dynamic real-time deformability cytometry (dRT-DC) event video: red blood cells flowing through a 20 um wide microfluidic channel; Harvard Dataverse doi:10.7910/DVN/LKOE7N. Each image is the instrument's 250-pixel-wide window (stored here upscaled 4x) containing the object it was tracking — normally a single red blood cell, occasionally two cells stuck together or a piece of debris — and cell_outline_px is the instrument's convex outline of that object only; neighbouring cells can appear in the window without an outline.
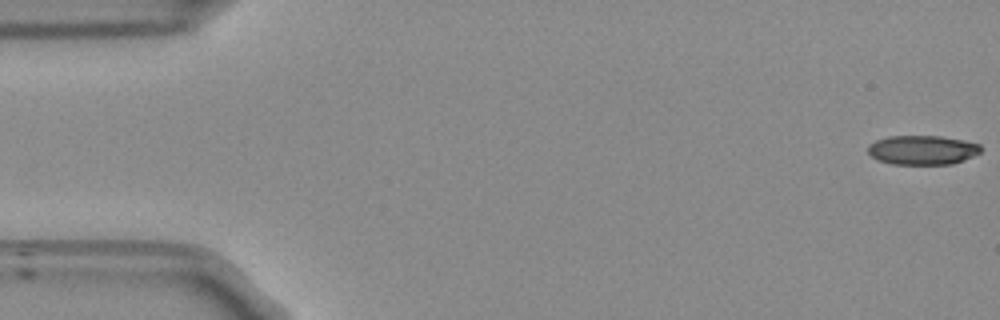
{"species": "Egyptian fruit bat (a non-hibernating species)", "species_latin": "Rousettus aegyptiacus", "temperature_condition": "room temperature", "stored_images_in_passage": 53, "camera_frame_rate_fps": 3000, "um_per_image_px": 0.085, "frame": {"image": 1, "passage_image": 1, "time_ms": 0.0, "image_size_px": [1000, 320], "cell_outline_px": [[980, 152], [964, 160], [952, 164], [892, 164], [876, 160], [868, 152], [868, 144], [876, 140], [888, 136], [940, 136], [964, 140], [980, 144]], "centroid_in_image_um": [78.38, 12.75], "position_along_channel_um": 6.6, "area_um2": 19.31}}
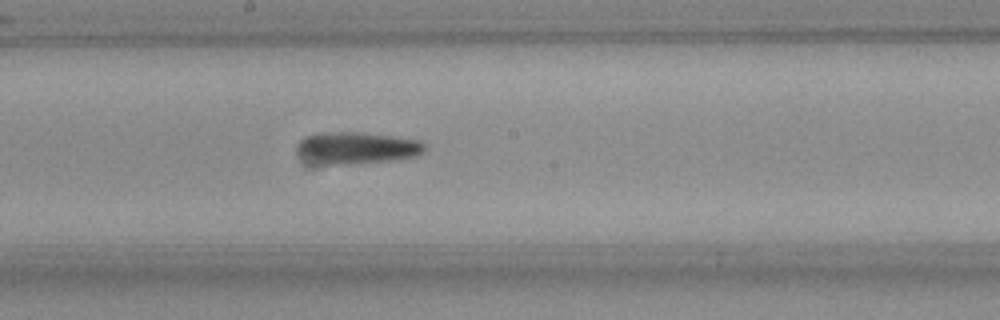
{"frame": {"image": 2, "passage_image": 28, "time_ms": 9.0, "image_size_px": [1000, 320], "cell_outline_px": [[424, 148], [416, 156], [388, 160], [340, 164], [324, 164], [300, 152], [300, 144], [308, 136], [316, 132], [356, 132], [388, 136], [416, 140], [424, 144]], "centroid_in_image_um": [30.39, 12.54], "position_along_channel_um": 217.8, "area_um2": 22.2}}
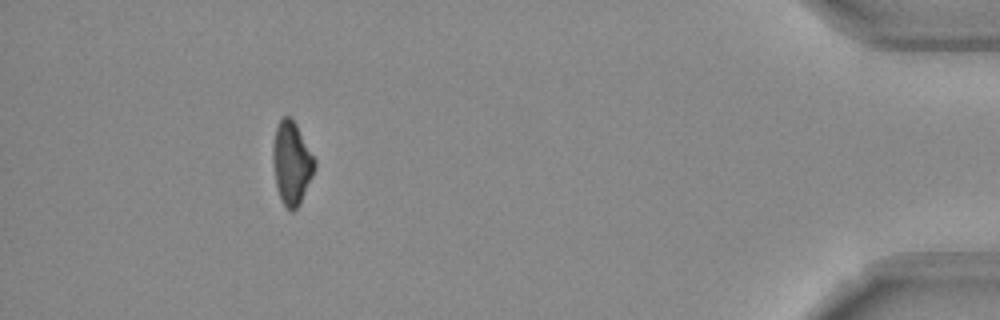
{"frame": {"image": 3, "passage_image": 48, "time_ms": 15.667, "image_size_px": [1000, 320], "cell_outline_px": [[316, 168], [300, 204], [292, 212], [284, 204], [276, 188], [272, 164], [272, 148], [276, 128], [280, 120], [284, 116], [292, 116], [316, 160]], "centroid_in_image_um": [24.79, 13.84], "position_along_channel_um": 410.4, "area_um2": 20.35}}